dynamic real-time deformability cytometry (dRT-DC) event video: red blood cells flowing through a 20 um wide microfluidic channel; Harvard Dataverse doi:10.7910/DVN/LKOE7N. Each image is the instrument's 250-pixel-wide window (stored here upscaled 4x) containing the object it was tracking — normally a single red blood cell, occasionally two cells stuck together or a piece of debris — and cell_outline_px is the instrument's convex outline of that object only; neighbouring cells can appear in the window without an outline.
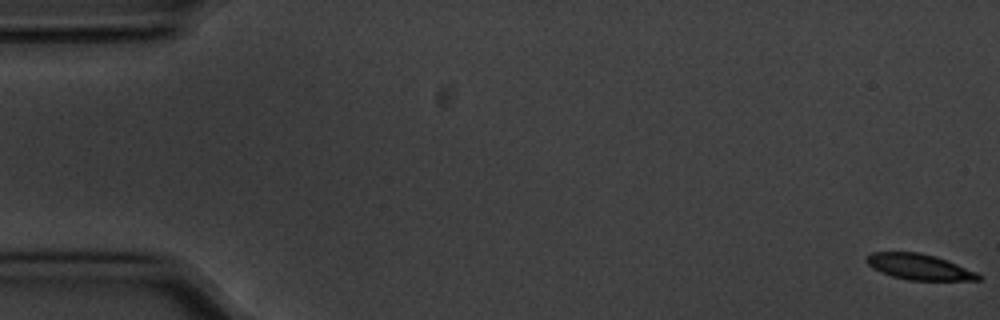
{"species": "common noctule bat (a hibernating species)", "species_latin": "Nyctalus noctula", "temperature_condition": "cold", "stored_images_in_passage": 57, "camera_frame_rate_fps": 3000, "um_per_image_px": 0.085, "animal": {"sex": "male", "body_mass_g": 20.1, "forearm_length_mm": 53.5}, "frame": {"image": 1, "passage_image": 1, "time_ms": 0.0, "image_size_px": [1000, 320], "cell_outline_px": [[980, 280], [908, 280], [892, 276], [880, 272], [872, 268], [864, 260], [864, 256], [872, 252], [920, 252], [936, 256], [976, 272], [980, 276]], "centroid_in_image_um": [78.05, 22.67], "position_along_channel_um": 6.9, "area_um2": 16.76}}
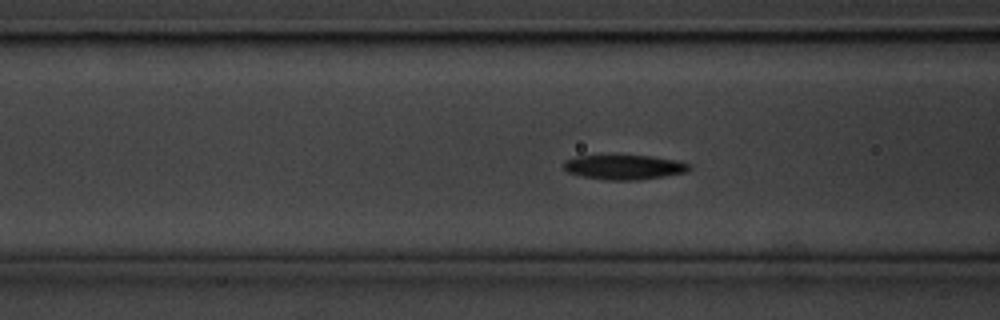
{"frame": {"image": 2, "passage_image": 22, "time_ms": 7.0, "image_size_px": [1000, 320], "cell_outline_px": [[692, 168], [688, 172], [664, 176], [636, 180], [604, 180], [584, 176], [568, 172], [564, 168], [564, 160], [576, 156], [652, 156], [680, 160], [692, 164]], "centroid_in_image_um": [53.14, 14.2], "position_along_channel_um": 113.5, "area_um2": 18.09}}
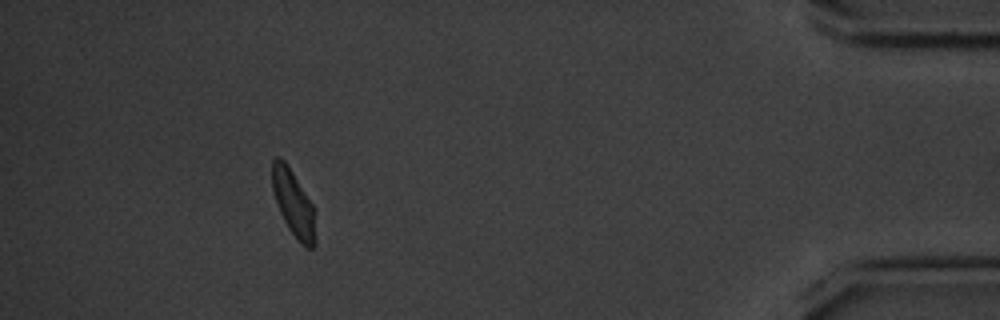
{"frame": {"image": 3, "passage_image": 52, "time_ms": 17.0, "image_size_px": [1000, 320], "cell_outline_px": [[316, 244], [312, 248], [304, 248], [288, 228], [280, 212], [272, 188], [272, 160], [276, 156], [280, 156], [288, 164], [312, 204], [316, 236]], "centroid_in_image_um": [24.94, 17.28], "position_along_channel_um": 410.3, "area_um2": 16.65}, "authors_computed_cell_mechanics": {"area_um2": 17.8602, "velocity_mm_per_s": 3.5458, "shape_relaxation_time_tau1_ms": 2.3814, "shape_relaxation_time_tau2_ms": 8.1724, "deformation_change_tau1": 0.131, "deformation_change_tau2": 0.1331}}